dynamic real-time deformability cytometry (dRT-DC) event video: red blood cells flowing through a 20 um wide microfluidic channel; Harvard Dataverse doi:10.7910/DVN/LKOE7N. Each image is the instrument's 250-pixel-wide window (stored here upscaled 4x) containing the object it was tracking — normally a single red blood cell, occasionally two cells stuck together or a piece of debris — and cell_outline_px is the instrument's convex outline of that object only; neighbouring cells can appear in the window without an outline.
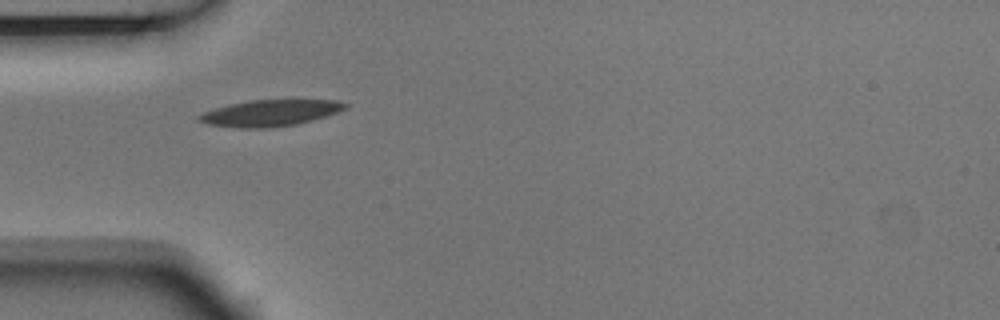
{"species": "Egyptian fruit bat (a non-hibernating species)", "species_latin": "Rousettus aegyptiacus", "temperature_condition": "room temperature", "stored_images_in_passage": 4, "camera_frame_rate_fps": 3000, "um_per_image_px": 0.085, "animal": {"sex": "male"}, "frame": {"image": 1, "passage_image": 1, "time_ms": 0.0, "image_size_px": [1000, 320], "cell_outline_px": [[348, 104], [344, 108], [336, 112], [312, 120], [296, 124], [268, 128], [240, 128], [208, 124], [196, 120], [196, 116], [204, 112], [228, 104], [248, 100], [336, 100]], "centroid_in_image_um": [22.89, 9.6], "position_along_channel_um": 62.1, "area_um2": 22.25}}
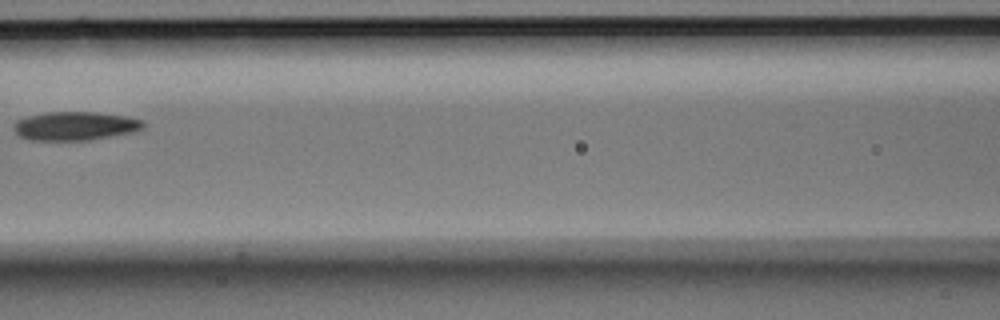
{"frame": {"image": 2, "passage_image": 3, "time_ms": 0.667, "image_size_px": [1000, 320], "cell_outline_px": [[144, 128], [132, 132], [88, 140], [28, 140], [20, 136], [12, 128], [16, 120], [28, 116], [48, 112], [96, 112], [124, 116], [144, 120]], "centroid_in_image_um": [6.37, 10.7], "position_along_channel_um": 160.2, "area_um2": 21.56}}
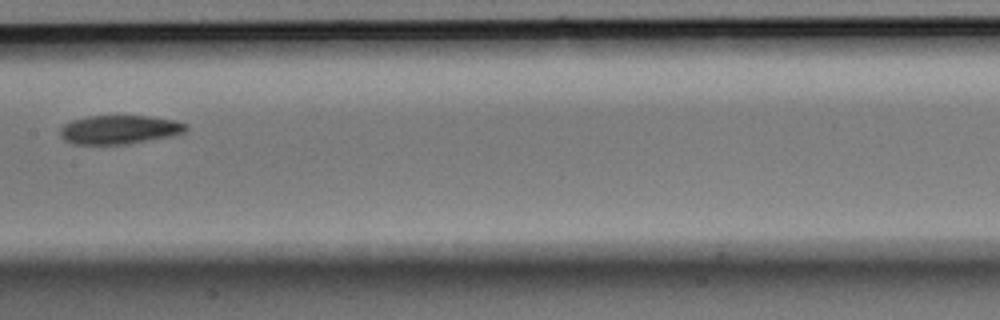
{"frame": {"image": 3, "passage_image": 4, "time_ms": 1.0, "image_size_px": [1000, 320], "cell_outline_px": [[188, 128], [184, 132], [168, 136], [128, 144], [72, 144], [64, 140], [60, 136], [60, 128], [64, 124], [72, 120], [88, 116], [148, 116], [176, 120], [188, 124]], "centroid_in_image_um": [10.12, 11.01], "position_along_channel_um": 197.3, "area_um2": 21.1}}